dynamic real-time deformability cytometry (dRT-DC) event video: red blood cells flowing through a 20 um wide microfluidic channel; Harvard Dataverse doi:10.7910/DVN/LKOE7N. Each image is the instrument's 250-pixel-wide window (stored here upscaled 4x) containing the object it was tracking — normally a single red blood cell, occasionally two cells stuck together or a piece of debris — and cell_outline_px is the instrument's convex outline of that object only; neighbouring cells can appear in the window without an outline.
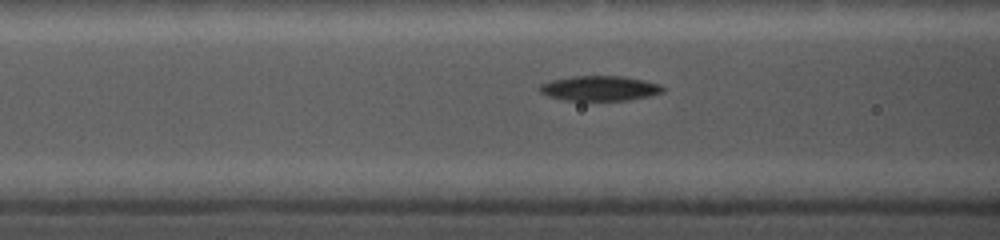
{"species": "common noctule bat (a hibernating species)", "species_latin": "Nyctalus noctula", "temperature_condition": "cold", "stored_images_in_passage": 33, "camera_frame_rate_fps": 5000, "um_per_image_px": 0.085, "animal": {"sex": "female", "body_mass_g": 19.0, "forearm_length_mm": 56.7}, "frame": {"image": 1, "passage_image": 10, "time_ms": 2.8, "image_size_px": [1000, 240], "cell_outline_px": [[664, 92], [652, 96], [628, 100], [564, 100], [548, 96], [540, 92], [536, 88], [540, 84], [552, 80], [572, 76], [624, 76], [644, 80], [660, 84], [664, 88]], "centroid_in_image_um": [50.98, 7.5], "position_along_channel_um": 115.6, "area_um2": 18.09}}
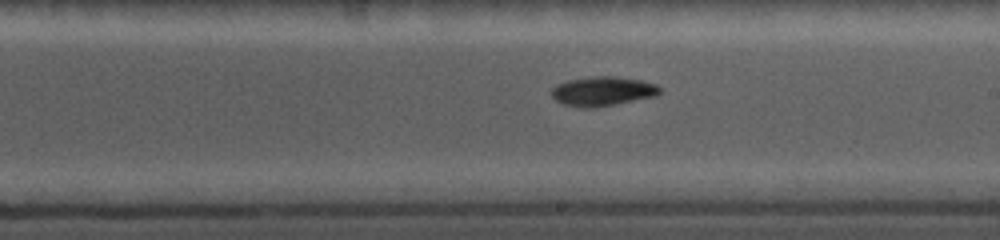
{"frame": {"image": 2, "passage_image": 19, "time_ms": 6.0, "image_size_px": [1000, 240], "cell_outline_px": [[660, 92], [656, 96], [592, 108], [584, 108], [564, 104], [556, 100], [552, 96], [552, 88], [556, 84], [568, 80], [592, 76], [612, 76], [640, 80], [656, 84], [660, 88]], "centroid_in_image_um": [51.21, 7.75], "position_along_channel_um": 237.8, "area_um2": 18.32}}
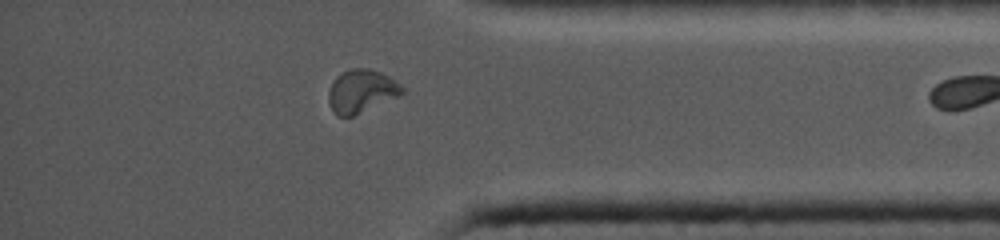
{"frame": {"image": 3, "passage_image": 32, "time_ms": 10.4, "image_size_px": [1000, 240], "cell_outline_px": [[404, 92], [400, 96], [352, 116], [336, 116], [332, 112], [328, 100], [328, 92], [336, 76], [352, 68], [368, 68], [380, 72], [388, 76], [400, 84], [404, 88]], "centroid_in_image_um": [30.71, 7.76], "position_along_channel_um": 404.5, "area_um2": 18.44}}